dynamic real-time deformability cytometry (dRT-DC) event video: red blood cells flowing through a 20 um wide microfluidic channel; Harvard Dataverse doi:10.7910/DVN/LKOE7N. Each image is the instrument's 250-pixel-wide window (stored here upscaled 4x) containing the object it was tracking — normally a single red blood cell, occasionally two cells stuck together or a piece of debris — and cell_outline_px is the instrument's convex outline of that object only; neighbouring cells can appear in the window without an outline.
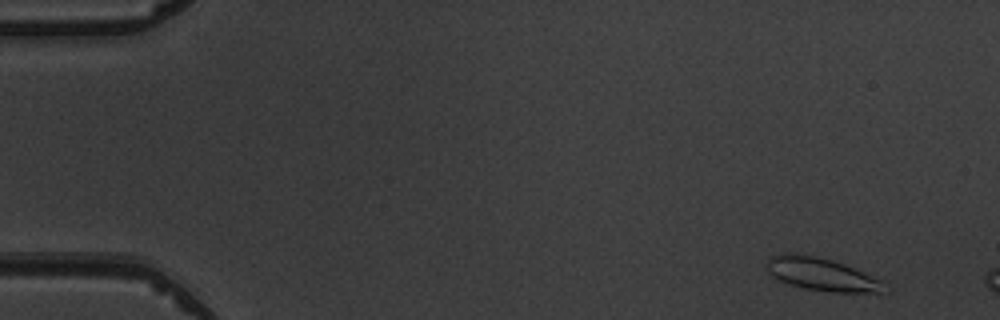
{"species": "common noctule bat (a hibernating species)", "species_latin": "Nyctalus noctula", "temperature_condition": "warm", "stored_images_in_passage": 3, "camera_frame_rate_fps": 3000, "um_per_image_px": 0.085, "animal": {"sex": "male", "body_mass_g": 19.5, "forearm_length_mm": 54.6}, "frame": {"image": 1, "passage_image": 1, "time_ms": 0.0, "image_size_px": [1000, 320], "cell_outline_px": [[884, 292], [832, 292], [804, 288], [788, 284], [780, 280], [768, 272], [764, 264], [768, 256], [780, 252], [788, 252], [816, 256], [832, 260], [844, 264], [884, 280]], "centroid_in_image_um": [69.77, 23.28], "position_along_channel_um": 15.2, "area_um2": 22.77}}